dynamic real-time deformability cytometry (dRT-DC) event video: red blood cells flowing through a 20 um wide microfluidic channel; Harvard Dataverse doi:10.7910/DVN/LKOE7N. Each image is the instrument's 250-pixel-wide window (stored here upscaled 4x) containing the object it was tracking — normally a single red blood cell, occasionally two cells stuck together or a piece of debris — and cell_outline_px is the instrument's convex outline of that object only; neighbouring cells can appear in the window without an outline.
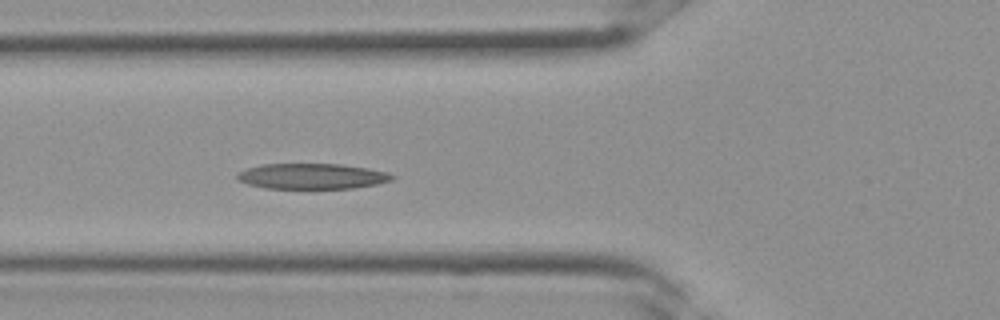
{"species": "Egyptian fruit bat (a non-hibernating species)", "species_latin": "Rousettus aegyptiacus", "temperature_condition": "room temperature", "stored_images_in_passage": 12, "camera_frame_rate_fps": 3000, "um_per_image_px": 0.085, "frame": {"image": 1, "passage_image": 12, "time_ms": 3.667, "image_size_px": [1000, 320], "cell_outline_px": [[396, 176], [392, 180], [376, 184], [352, 188], [264, 188], [248, 184], [236, 180], [236, 172], [248, 168], [264, 164], [340, 164], [368, 168], [388, 172]], "centroid_in_image_um": [26.5, 14.98], "position_along_channel_um": 99.3, "area_um2": 23.06}}